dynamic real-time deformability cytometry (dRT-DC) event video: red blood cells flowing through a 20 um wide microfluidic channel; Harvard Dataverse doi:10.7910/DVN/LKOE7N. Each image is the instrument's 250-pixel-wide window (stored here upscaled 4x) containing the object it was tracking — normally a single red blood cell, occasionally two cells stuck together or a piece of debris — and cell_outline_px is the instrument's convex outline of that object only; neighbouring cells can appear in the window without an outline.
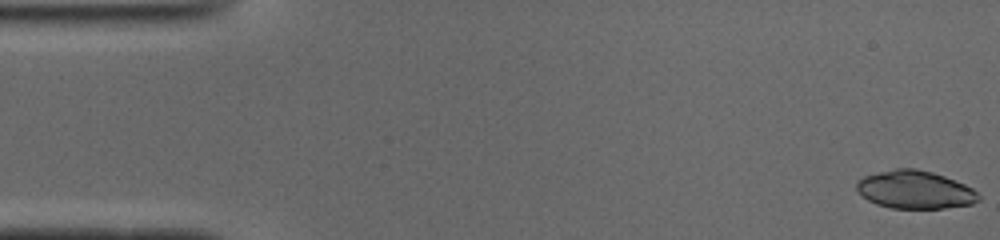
{"species": "common noctule bat (a hibernating species)", "species_latin": "Nyctalus noctula", "temperature_condition": "cold", "stored_images_in_passage": 50, "camera_frame_rate_fps": 3000, "um_per_image_px": 0.085, "animal": {"sex": "male", "body_mass_g": 19.0, "forearm_length_mm": 50.8}, "frame": {"image": 1, "passage_image": 1, "time_ms": 0.0, "image_size_px": [1000, 240], "cell_outline_px": [[980, 200], [972, 204], [944, 208], [892, 208], [876, 204], [868, 200], [856, 188], [856, 184], [864, 176], [896, 168], [916, 168], [932, 172], [944, 176], [964, 184], [972, 188], [980, 196]], "centroid_in_image_um": [77.79, 16.13], "position_along_channel_um": 7.2, "area_um2": 26.76}}
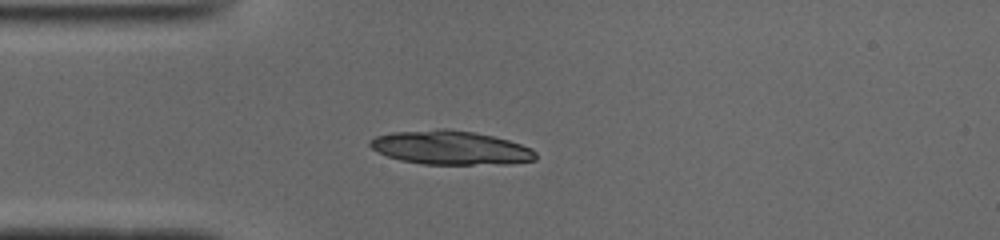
{"frame": {"image": 2, "passage_image": 13, "time_ms": 4.0, "image_size_px": [1000, 240], "cell_outline_px": [[536, 160], [512, 164], [424, 164], [400, 160], [388, 156], [372, 148], [368, 144], [376, 136], [392, 132], [440, 128], [448, 128], [472, 132], [492, 136], [508, 140], [532, 148], [536, 152]], "centroid_in_image_um": [38.33, 12.55], "position_along_channel_um": 46.7, "area_um2": 32.71}}
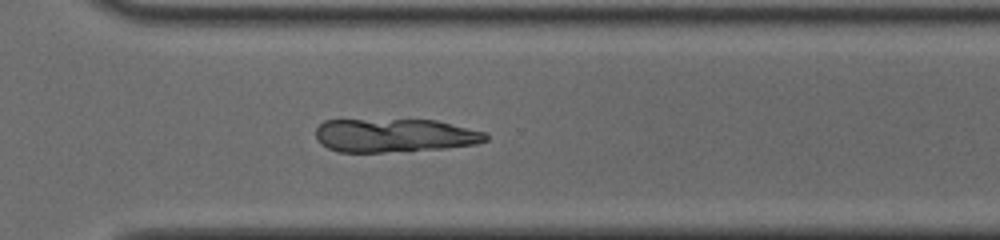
{"frame": {"image": 3, "passage_image": 36, "time_ms": 11.667, "image_size_px": [1000, 240], "cell_outline_px": [[488, 140], [476, 144], [444, 148], [384, 152], [340, 152], [328, 148], [320, 144], [316, 140], [316, 128], [324, 120], [436, 120], [484, 132], [488, 136]], "centroid_in_image_um": [33.5, 11.51], "position_along_channel_um": 337.1, "area_um2": 33.12}}